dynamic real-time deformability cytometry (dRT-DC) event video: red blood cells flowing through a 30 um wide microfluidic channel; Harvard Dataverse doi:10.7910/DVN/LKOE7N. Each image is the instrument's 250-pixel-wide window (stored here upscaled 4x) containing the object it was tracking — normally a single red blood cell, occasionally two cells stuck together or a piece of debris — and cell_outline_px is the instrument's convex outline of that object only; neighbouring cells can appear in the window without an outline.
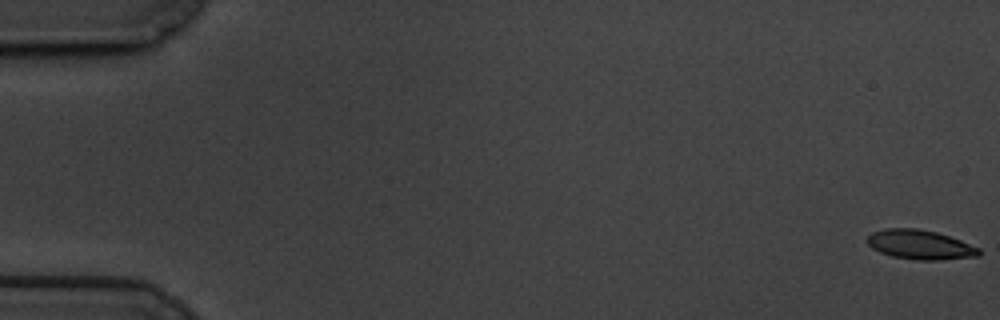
{"species": "common noctule bat (a hibernating species)", "species_latin": "Nyctalus noctula", "temperature_condition": "cold", "stored_images_in_passage": 60, "camera_frame_rate_fps": 3000, "um_per_image_px": 0.085, "animal": {"sex": "male", "body_mass_g": 19.5, "forearm_length_mm": 54.6}, "frame": {"image": 1, "passage_image": 1, "time_ms": 0.0, "image_size_px": [1000, 320], "cell_outline_px": [[980, 256], [936, 260], [916, 260], [892, 256], [880, 252], [872, 248], [868, 244], [868, 236], [872, 232], [884, 228], [916, 228], [936, 232], [960, 240], [980, 248]], "centroid_in_image_um": [78.2, 20.79], "position_along_channel_um": 6.8, "area_um2": 19.07}}
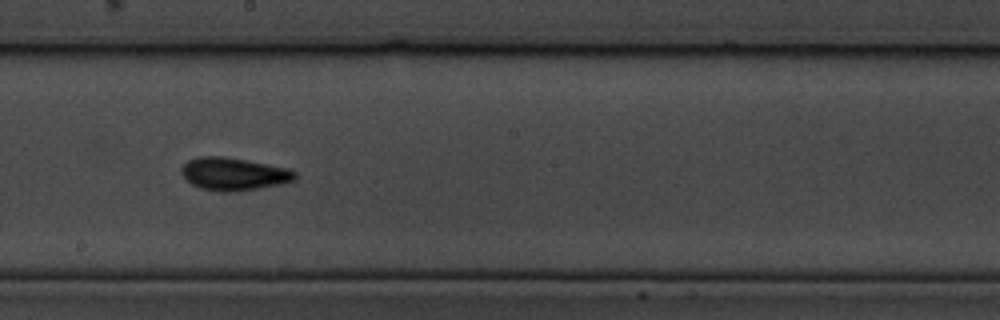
{"frame": {"image": 2, "passage_image": 34, "time_ms": 11.0, "image_size_px": [1000, 320], "cell_outline_px": [[296, 176], [292, 180], [280, 184], [236, 192], [220, 192], [200, 188], [192, 184], [180, 172], [180, 168], [188, 160], [200, 156], [224, 156], [268, 164], [288, 168], [296, 172]], "centroid_in_image_um": [19.84, 14.78], "position_along_channel_um": 228.4, "area_um2": 21.62}}
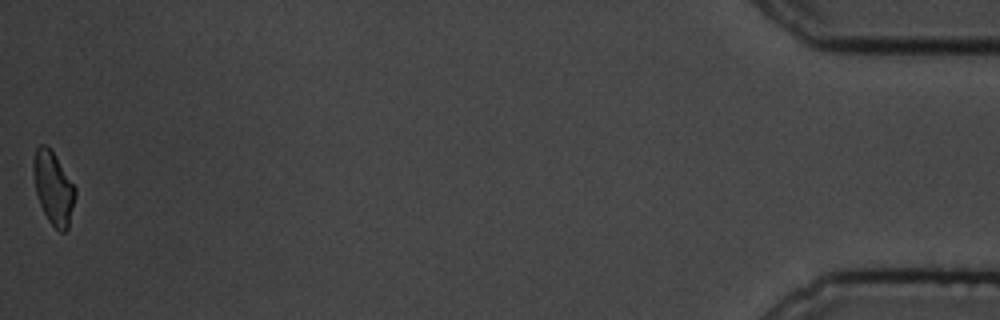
{"frame": {"image": 3, "passage_image": 60, "time_ms": 19.667, "image_size_px": [1000, 320], "cell_outline_px": [[76, 196], [68, 228], [64, 232], [60, 232], [48, 220], [40, 204], [36, 192], [32, 168], [32, 160], [36, 148], [40, 144], [44, 144], [56, 156], [76, 188]], "centroid_in_image_um": [4.53, 15.97], "position_along_channel_um": 430.7, "area_um2": 17.69}, "authors_computed_cell_mechanics": {"area_um2": 19.6231, "velocity_mm_per_s": 3.3991, "shape_relaxation_time_tau1_ms": 5.9039, "shape_relaxation_time_tau2_ms": 4.6585, "deformation_change_tau1": 0.127, "deformation_change_tau2": 0.0825}}